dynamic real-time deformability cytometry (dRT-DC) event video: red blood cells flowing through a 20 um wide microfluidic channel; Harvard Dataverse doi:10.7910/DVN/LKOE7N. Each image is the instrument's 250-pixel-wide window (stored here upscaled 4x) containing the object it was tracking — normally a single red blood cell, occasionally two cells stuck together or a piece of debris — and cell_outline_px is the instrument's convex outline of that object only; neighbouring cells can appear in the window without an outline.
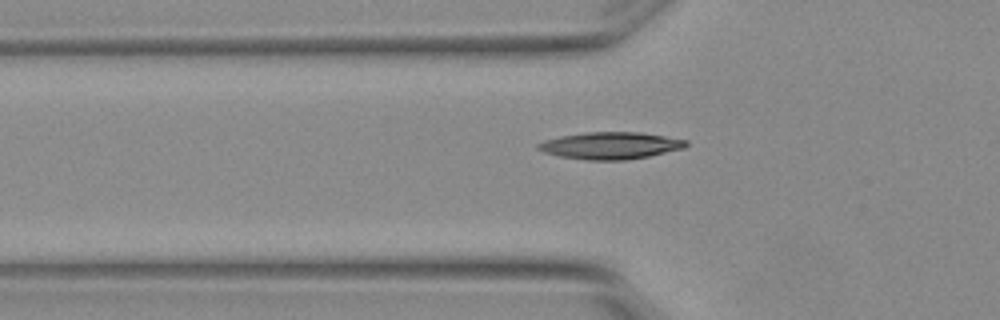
{"species": "Egyptian fruit bat (a non-hibernating species)", "species_latin": "Rousettus aegyptiacus", "temperature_condition": "warm", "stored_images_in_passage": 5, "camera_frame_rate_fps": 3000, "um_per_image_px": 0.085, "animal": {"sex": "female"}, "frame": {"image": 1, "passage_image": 4, "time_ms": 1.0, "image_size_px": [1000, 320], "cell_outline_px": [[688, 144], [684, 148], [648, 156], [624, 160], [588, 160], [560, 156], [544, 152], [536, 148], [536, 144], [544, 140], [560, 136], [584, 132], [640, 132], [688, 140]], "centroid_in_image_um": [51.87, 12.36], "position_along_channel_um": 73.9, "area_um2": 23.24}}
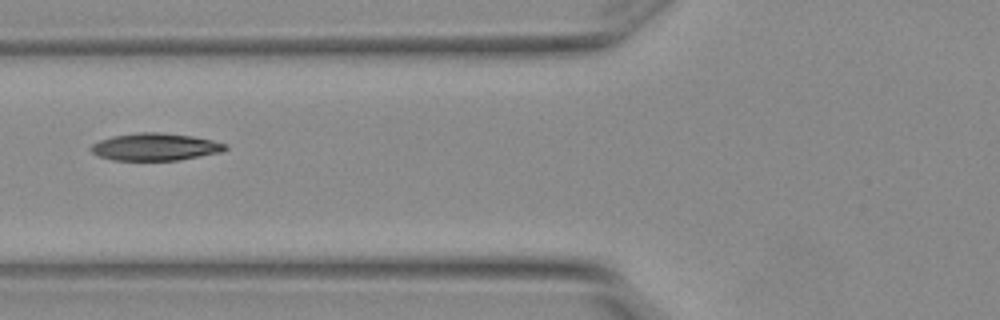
{"frame": {"image": 2, "passage_image": 5, "time_ms": 1.333, "image_size_px": [1000, 320], "cell_outline_px": [[228, 148], [220, 152], [180, 160], [112, 160], [100, 156], [92, 152], [88, 148], [92, 144], [100, 140], [112, 136], [136, 132], [160, 132], [192, 136], [212, 140], [228, 144]], "centroid_in_image_um": [13.18, 12.48], "position_along_channel_um": 112.6, "area_um2": 21.44}}